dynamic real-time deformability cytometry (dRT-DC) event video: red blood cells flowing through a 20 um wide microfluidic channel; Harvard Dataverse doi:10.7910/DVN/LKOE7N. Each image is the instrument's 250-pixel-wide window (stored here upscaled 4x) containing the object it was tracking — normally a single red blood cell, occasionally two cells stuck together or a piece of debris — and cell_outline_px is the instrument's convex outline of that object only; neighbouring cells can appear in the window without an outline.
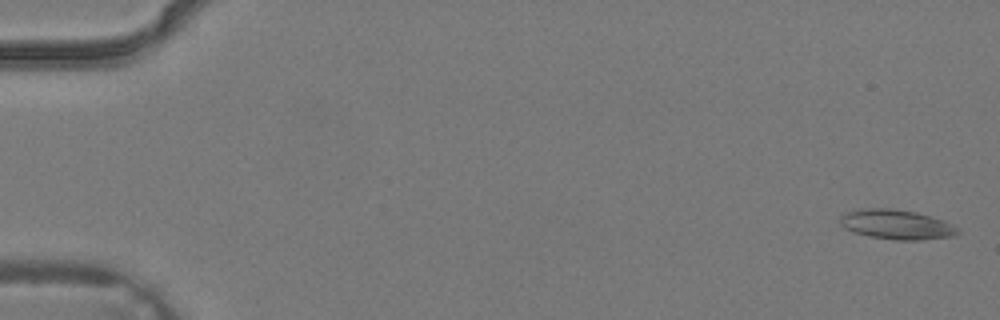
{"species": "common noctule bat (a hibernating species)", "species_latin": "Nyctalus noctula", "temperature_condition": "warm", "stored_images_in_passage": 4, "camera_frame_rate_fps": 3000, "um_per_image_px": 0.085, "animal": {"sex": "male", "body_mass_g": 19.2, "forearm_length_mm": 51.8}, "frame": {"image": 1, "passage_image": 1, "time_ms": 0.0, "image_size_px": [1000, 320], "cell_outline_px": [[960, 232], [952, 236], [920, 240], [896, 240], [868, 236], [852, 232], [844, 228], [840, 224], [840, 216], [856, 208], [892, 208], [916, 212], [932, 216], [944, 220], [960, 228]], "centroid_in_image_um": [76.2, 19.07], "position_along_channel_um": 8.8, "area_um2": 20.63}}
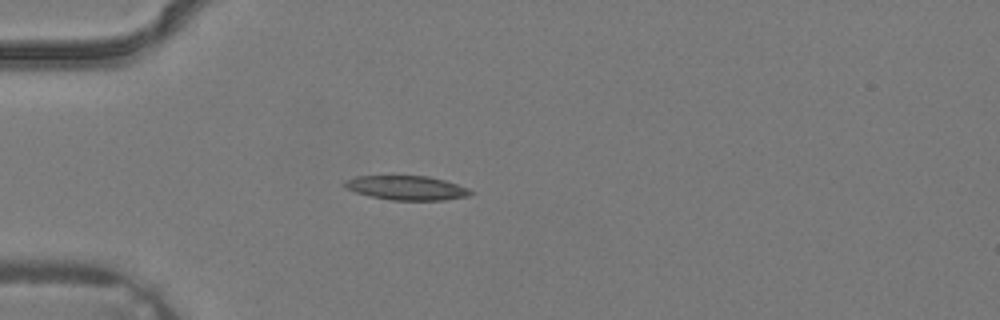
{"frame": {"image": 2, "passage_image": 4, "time_ms": 1.0, "image_size_px": [1000, 320], "cell_outline_px": [[476, 192], [468, 196], [444, 200], [392, 200], [372, 196], [356, 192], [340, 184], [344, 180], [356, 176], [392, 172], [428, 176], [444, 180], [468, 188]], "centroid_in_image_um": [34.5, 15.9], "position_along_channel_um": 50.5, "area_um2": 18.79}}